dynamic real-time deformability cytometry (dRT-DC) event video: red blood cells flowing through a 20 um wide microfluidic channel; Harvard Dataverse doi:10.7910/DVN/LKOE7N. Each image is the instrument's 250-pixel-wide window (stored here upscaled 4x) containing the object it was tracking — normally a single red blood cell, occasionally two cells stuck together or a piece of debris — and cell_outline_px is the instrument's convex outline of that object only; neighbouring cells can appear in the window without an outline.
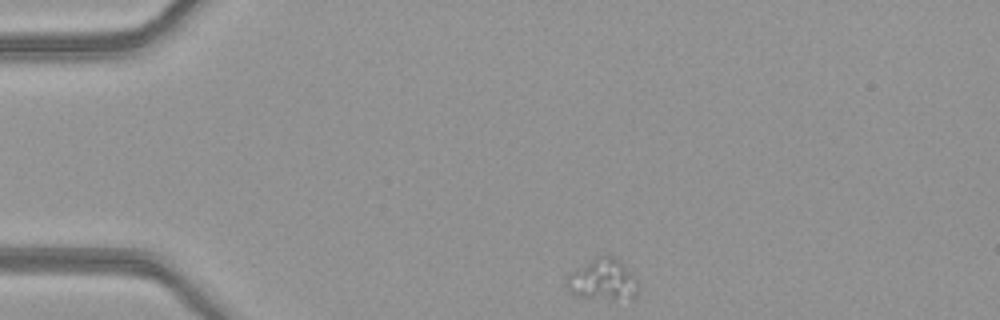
{"species": "common noctule bat (a hibernating species)", "species_latin": "Nyctalus noctula", "temperature_condition": "warm", "stored_images_in_passage": 43, "camera_frame_rate_fps": 3000, "um_per_image_px": 0.085, "animal": {"sex": "female", "body_mass_g": 21.9}, "frame": {"image": 1, "passage_image": 1, "time_ms": 0.0, "image_size_px": [1000, 320], "cell_outline_px": [[640, 292], [632, 300], [612, 300], [572, 296], [564, 284], [564, 280], [568, 272], [572, 268], [596, 256], [612, 256], [620, 260], [636, 276]], "centroid_in_image_um": [51.21, 23.79], "position_along_channel_um": 33.8, "area_um2": 18.44}}
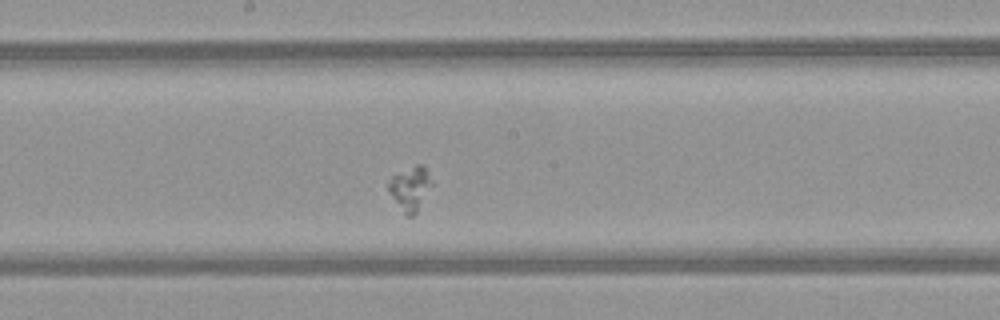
{"frame": {"image": 2, "passage_image": 19, "time_ms": 6.0, "image_size_px": [1000, 320], "cell_outline_px": [[432, 184], [416, 212], [412, 216], [408, 216], [404, 212], [388, 188], [388, 184], [392, 176], [416, 164], [424, 164]], "centroid_in_image_um": [34.89, 15.96], "position_along_channel_um": 213.3, "area_um2": 10.4}}
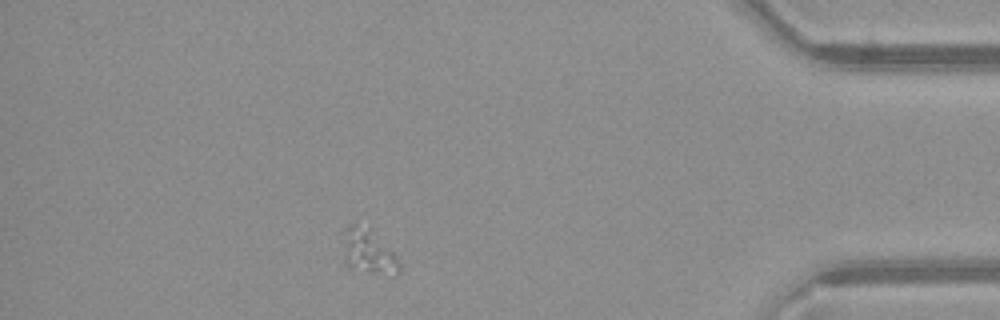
{"frame": {"image": 3, "passage_image": 37, "time_ms": 12.0, "image_size_px": [1000, 320], "cell_outline_px": [[400, 272], [396, 276], [352, 268], [344, 264], [340, 232], [348, 224], [352, 224], [368, 232], [392, 252], [400, 264]], "centroid_in_image_um": [31.2, 21.44], "position_along_channel_um": 404.0, "area_um2": 14.05}}